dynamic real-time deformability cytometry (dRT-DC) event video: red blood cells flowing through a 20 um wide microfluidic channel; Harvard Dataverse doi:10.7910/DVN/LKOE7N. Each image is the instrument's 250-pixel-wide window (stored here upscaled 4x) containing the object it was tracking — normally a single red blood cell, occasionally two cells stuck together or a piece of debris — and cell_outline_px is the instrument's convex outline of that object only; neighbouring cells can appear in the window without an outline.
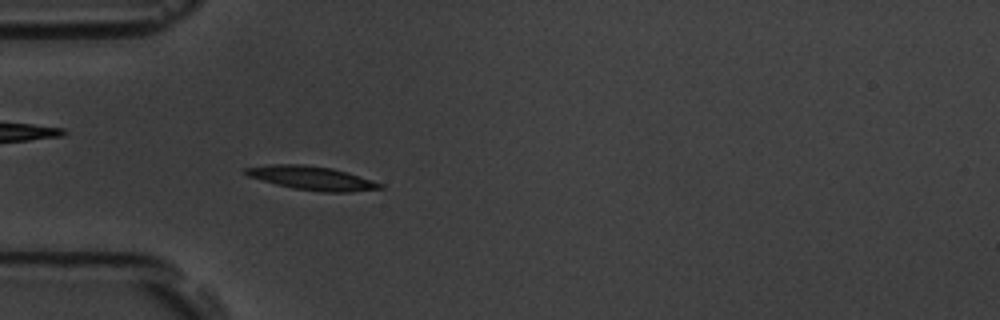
{"species": "common noctule bat (a hibernating species)", "species_latin": "Nyctalus noctula", "temperature_condition": "room temperature", "stored_images_in_passage": 54, "camera_frame_rate_fps": 3000, "um_per_image_px": 0.085, "animal": {"sex": "male", "body_mass_g": 19.5, "forearm_length_mm": 54.6}, "frame": {"image": 1, "passage_image": 16, "time_ms": 5.0, "image_size_px": [1000, 320], "cell_outline_px": [[384, 188], [348, 192], [320, 192], [292, 188], [276, 184], [248, 176], [244, 172], [244, 168], [268, 164], [304, 164], [332, 168], [372, 180], [384, 184]], "centroid_in_image_um": [26.5, 15.13], "position_along_channel_um": 58.5, "area_um2": 18.55}}
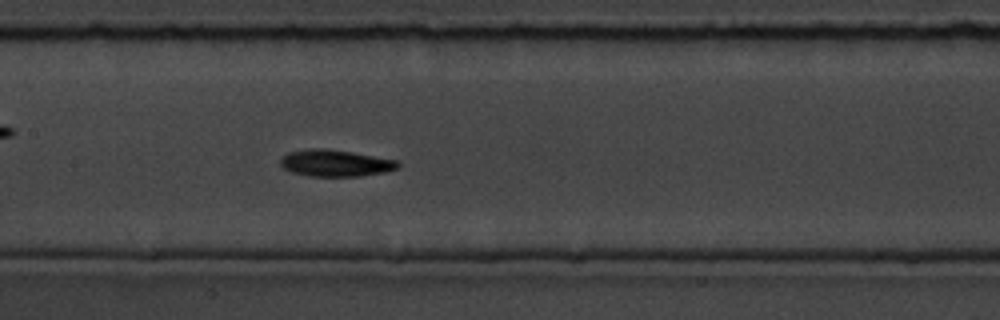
{"frame": {"image": 2, "passage_image": 26, "time_ms": 8.333, "image_size_px": [1000, 320], "cell_outline_px": [[400, 168], [388, 172], [360, 176], [308, 176], [292, 172], [284, 168], [280, 164], [280, 160], [288, 152], [308, 148], [324, 148], [352, 152], [400, 160]], "centroid_in_image_um": [28.57, 13.86], "position_along_channel_um": 178.8, "area_um2": 18.55}}
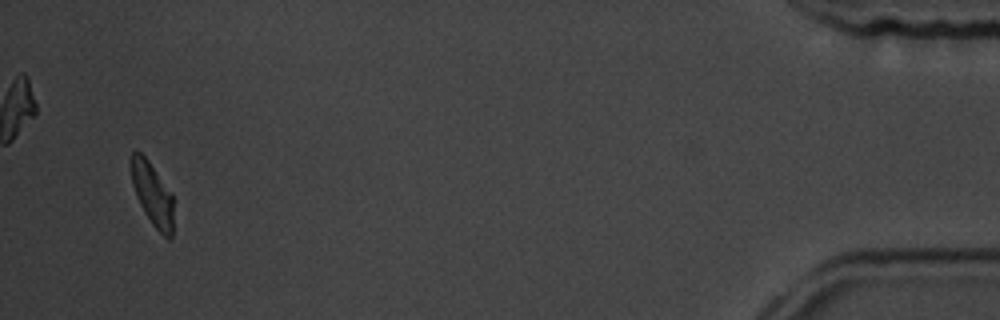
{"frame": {"image": 3, "passage_image": 52, "time_ms": 17.0, "image_size_px": [1000, 320], "cell_outline_px": [[172, 236], [168, 240], [152, 224], [144, 212], [136, 196], [132, 184], [128, 164], [128, 160], [132, 152], [136, 148], [148, 160], [172, 192]], "centroid_in_image_um": [12.9, 16.41], "position_along_channel_um": 422.3, "area_um2": 15.9}, "authors_computed_cell_mechanics": {"area_um2": 17.3978, "velocity_mm_per_s": 3.7488, "shape_relaxation_time_tau1_ms": 3.8922, "shape_relaxation_time_tau2_ms": 7.2012, "deformation_change_tau1": 0.1299, "deformation_change_tau2": 0.128}}